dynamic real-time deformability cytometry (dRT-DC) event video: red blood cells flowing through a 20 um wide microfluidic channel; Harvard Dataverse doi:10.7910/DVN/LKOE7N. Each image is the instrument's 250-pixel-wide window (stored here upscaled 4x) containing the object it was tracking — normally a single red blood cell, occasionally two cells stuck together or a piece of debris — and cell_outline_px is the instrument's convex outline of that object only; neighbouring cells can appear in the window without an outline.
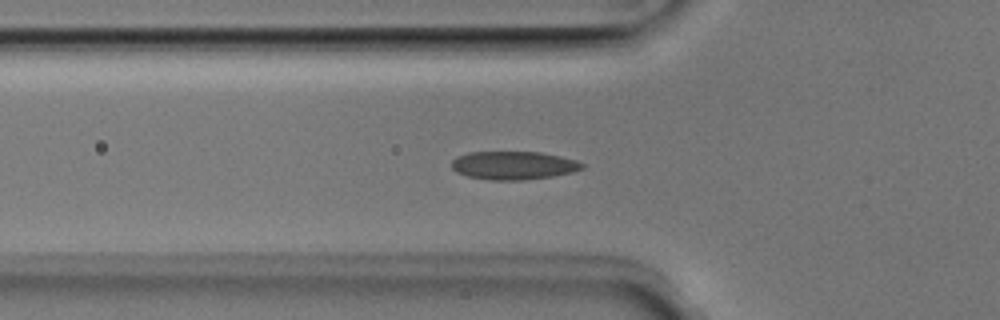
{"species": "Egyptian fruit bat (a non-hibernating species)", "species_latin": "Rousettus aegyptiacus", "temperature_condition": "room temperature", "stored_images_in_passage": 42, "camera_frame_rate_fps": 3000, "um_per_image_px": 0.085, "animal": {"sex": "male"}, "frame": {"image": 1, "passage_image": 13, "time_ms": 4.0, "image_size_px": [1000, 320], "cell_outline_px": [[584, 168], [572, 172], [552, 176], [524, 180], [492, 180], [468, 176], [456, 172], [452, 168], [452, 160], [456, 156], [468, 152], [540, 152], [560, 156], [576, 160], [584, 164]], "centroid_in_image_um": [43.64, 14.05], "position_along_channel_um": 82.2, "area_um2": 21.5}}
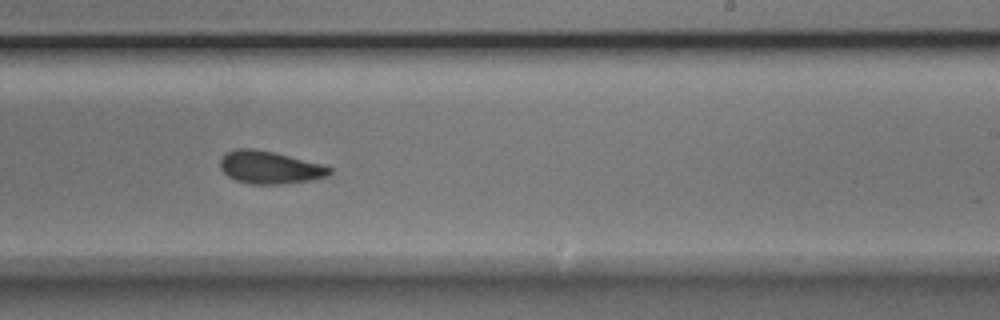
{"frame": {"image": 2, "passage_image": 27, "time_ms": 8.667, "image_size_px": [1000, 320], "cell_outline_px": [[332, 172], [328, 176], [312, 180], [280, 184], [248, 184], [236, 180], [228, 176], [220, 168], [220, 160], [224, 152], [236, 148], [252, 148], [272, 152], [324, 164], [332, 168]], "centroid_in_image_um": [22.92, 14.23], "position_along_channel_um": 266.1, "area_um2": 20.98}}
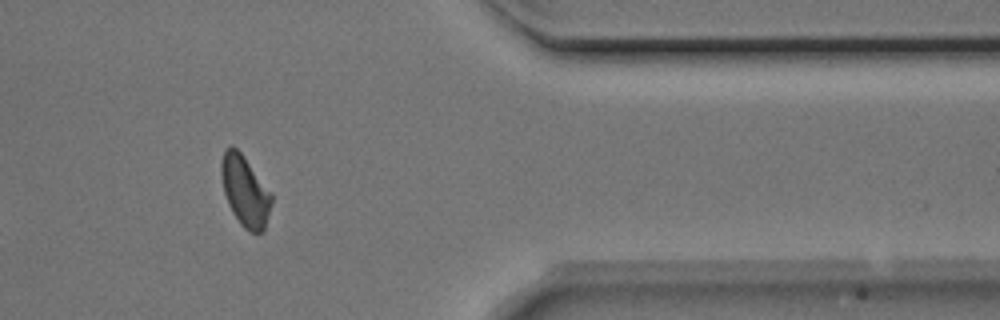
{"frame": {"image": 3, "passage_image": 38, "time_ms": 12.333, "image_size_px": [1000, 320], "cell_outline_px": [[272, 204], [264, 232], [248, 232], [240, 224], [232, 212], [228, 204], [224, 192], [220, 172], [220, 164], [224, 152], [232, 144], [244, 156], [272, 192]], "centroid_in_image_um": [20.84, 16.26], "position_along_channel_um": 390.6, "area_um2": 20.87}, "authors_computed_cell_mechanics": {"area_um2": 21.1548, "velocity_mm_per_s": 3.9352, "shape_relaxation_time_tau1_ms": 2.7558, "shape_relaxation_time_tau2_ms": 2.3063, "deformation_change_tau1": 0.0984, "deformation_change_tau2": 0.0702}}